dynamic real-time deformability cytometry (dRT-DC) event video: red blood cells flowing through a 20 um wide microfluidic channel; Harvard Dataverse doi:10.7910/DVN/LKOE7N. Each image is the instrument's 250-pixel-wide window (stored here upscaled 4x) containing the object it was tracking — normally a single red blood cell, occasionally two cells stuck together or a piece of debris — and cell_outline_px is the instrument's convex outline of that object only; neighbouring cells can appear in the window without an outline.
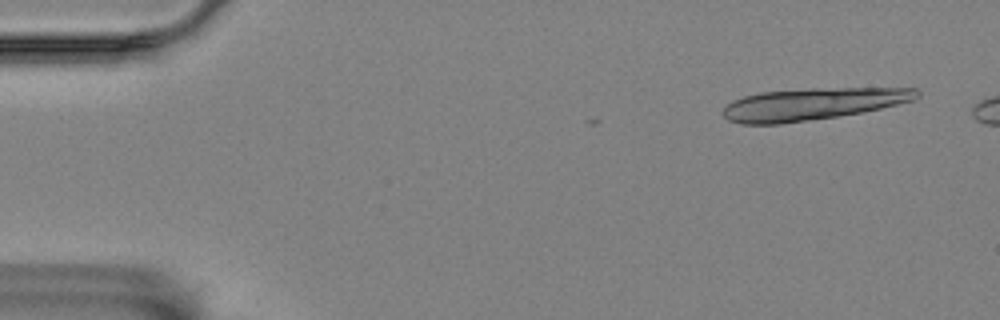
{"species": "Egyptian fruit bat (a non-hibernating species)", "species_latin": "Rousettus aegyptiacus", "temperature_condition": "room temperature", "stored_images_in_passage": 2, "camera_frame_rate_fps": 3000, "um_per_image_px": 0.085, "animal": {"sex": "female"}, "frame": {"image": 1, "passage_image": 2, "time_ms": 0.333, "image_size_px": [1000, 320], "cell_outline_px": [[920, 96], [916, 100], [864, 112], [780, 124], [740, 124], [728, 120], [720, 112], [732, 100], [744, 96], [760, 92], [812, 88], [916, 88], [920, 92]], "centroid_in_image_um": [69.06, 8.84], "position_along_channel_um": 15.9, "area_um2": 36.3}}